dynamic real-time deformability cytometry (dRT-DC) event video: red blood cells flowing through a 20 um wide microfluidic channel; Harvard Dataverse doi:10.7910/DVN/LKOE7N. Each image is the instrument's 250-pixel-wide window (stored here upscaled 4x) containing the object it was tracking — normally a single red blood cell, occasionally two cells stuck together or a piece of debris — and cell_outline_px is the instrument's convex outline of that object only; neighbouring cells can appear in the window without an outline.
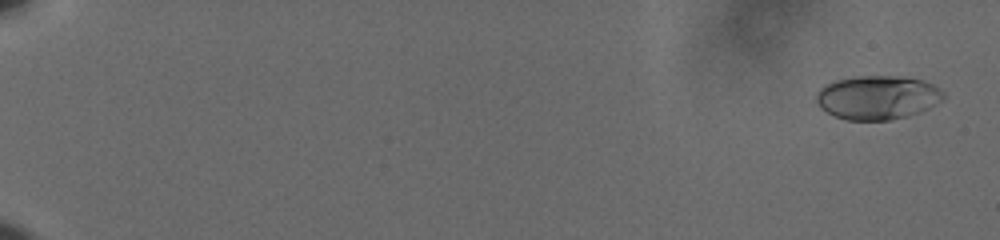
{"species": "human", "species_latin": "Homo sapiens", "temperature_condition": "cold", "stored_images_in_passage": 61, "camera_frame_rate_fps": 3000, "um_per_image_px": 0.085, "donor": {"sex": "male"}, "frame": {"image": 1, "passage_image": 3, "time_ms": 0.667, "image_size_px": [1000, 240], "cell_outline_px": [[948, 96], [928, 108], [904, 116], [888, 120], [848, 120], [836, 116], [820, 108], [816, 100], [816, 92], [824, 84], [836, 80], [856, 76], [896, 76], [924, 80], [932, 84], [944, 92]], "centroid_in_image_um": [74.57, 8.27], "position_along_channel_um": 10.4, "area_um2": 32.37}}
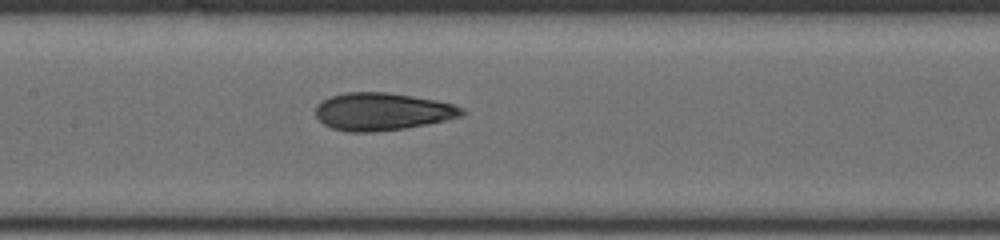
{"frame": {"image": 2, "passage_image": 34, "time_ms": 11.0, "image_size_px": [1000, 240], "cell_outline_px": [[468, 112], [464, 116], [428, 124], [404, 128], [372, 132], [348, 132], [332, 128], [324, 124], [316, 116], [316, 104], [328, 96], [344, 92], [388, 92], [436, 100], [452, 104], [464, 108]], "centroid_in_image_um": [32.5, 9.48], "position_along_channel_um": 174.9, "area_um2": 32.31}}
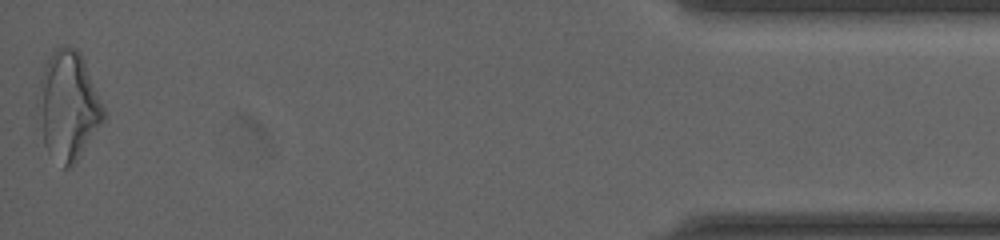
{"frame": {"image": 3, "passage_image": 61, "time_ms": 20.0, "image_size_px": [1000, 240], "cell_outline_px": [[108, 116], [72, 168], [64, 168], [48, 152], [44, 144], [36, 108], [36, 96], [40, 80], [44, 68], [52, 52], [56, 48], [64, 44], [68, 44], [76, 48], [80, 52], [84, 60]], "centroid_in_image_um": [5.8, 9.0], "position_along_channel_um": 429.4, "area_um2": 42.19}, "authors_computed_cell_mechanics": {"area_um2": 31.9056, "velocity_mm_per_s": 3.6364, "shape_relaxation_time_tau1_ms": 4.6969, "shape_relaxation_time_tau2_ms": 1.7147, "deformation_change_tau1": 0.1573, "deformation_change_tau2": 0.0804}}